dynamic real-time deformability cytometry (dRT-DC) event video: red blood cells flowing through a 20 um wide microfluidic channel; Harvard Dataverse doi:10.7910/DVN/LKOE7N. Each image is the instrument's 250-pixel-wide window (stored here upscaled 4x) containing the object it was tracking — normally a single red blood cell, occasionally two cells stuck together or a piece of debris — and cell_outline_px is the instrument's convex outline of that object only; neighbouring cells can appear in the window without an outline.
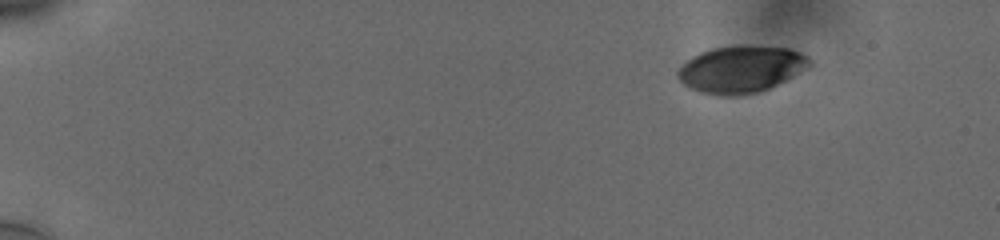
{"species": "human", "species_latin": "Homo sapiens", "temperature_condition": "cold", "stored_images_in_passage": 14, "camera_frame_rate_fps": 3000, "um_per_image_px": 0.085, "donor": {"sex": "male"}, "frame": {"image": 1, "passage_image": 1, "time_ms": 0.0, "image_size_px": [1000, 240], "cell_outline_px": [[812, 64], [808, 68], [760, 92], [736, 96], [728, 96], [700, 92], [688, 88], [676, 76], [676, 72], [692, 56], [700, 52], [716, 48], [788, 48], [800, 52], [808, 56]], "centroid_in_image_um": [62.97, 5.93], "position_along_channel_um": 22.0, "area_um2": 34.97}}
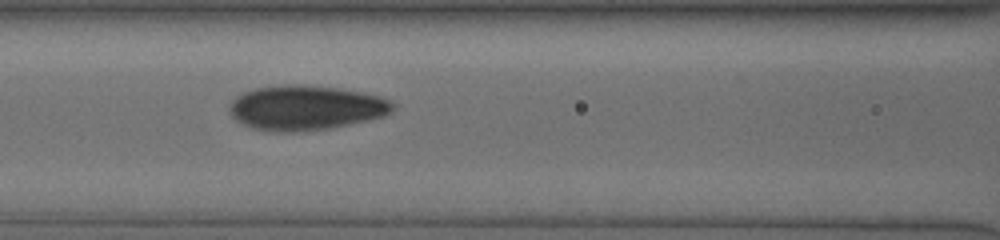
{"frame": {"image": 2, "passage_image": 11, "time_ms": 3.333, "image_size_px": [1000, 240], "cell_outline_px": [[396, 104], [392, 112], [384, 116], [368, 120], [328, 128], [292, 132], [276, 132], [252, 128], [236, 120], [228, 112], [228, 108], [232, 100], [236, 96], [244, 92], [256, 88], [288, 84], [300, 84], [336, 88], [360, 92], [380, 96]], "centroid_in_image_um": [25.97, 9.16], "position_along_channel_um": 140.6, "area_um2": 42.48}}
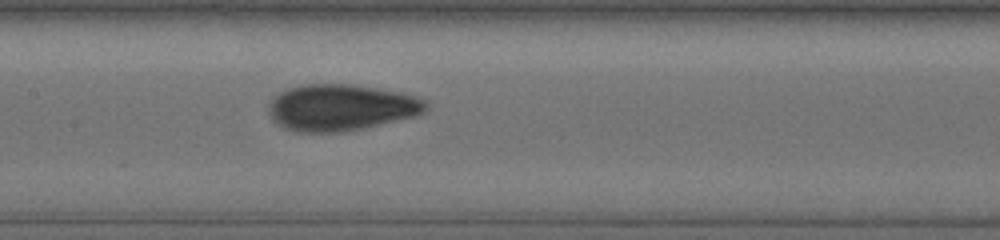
{"frame": {"image": 3, "passage_image": 14, "time_ms": 4.333, "image_size_px": [1000, 240], "cell_outline_px": [[428, 104], [416, 116], [364, 128], [344, 132], [296, 132], [284, 128], [272, 116], [268, 108], [272, 100], [280, 92], [292, 88], [308, 84], [352, 84], [400, 92], [424, 100]], "centroid_in_image_um": [28.99, 9.15], "position_along_channel_um": 178.4, "area_um2": 41.91}}